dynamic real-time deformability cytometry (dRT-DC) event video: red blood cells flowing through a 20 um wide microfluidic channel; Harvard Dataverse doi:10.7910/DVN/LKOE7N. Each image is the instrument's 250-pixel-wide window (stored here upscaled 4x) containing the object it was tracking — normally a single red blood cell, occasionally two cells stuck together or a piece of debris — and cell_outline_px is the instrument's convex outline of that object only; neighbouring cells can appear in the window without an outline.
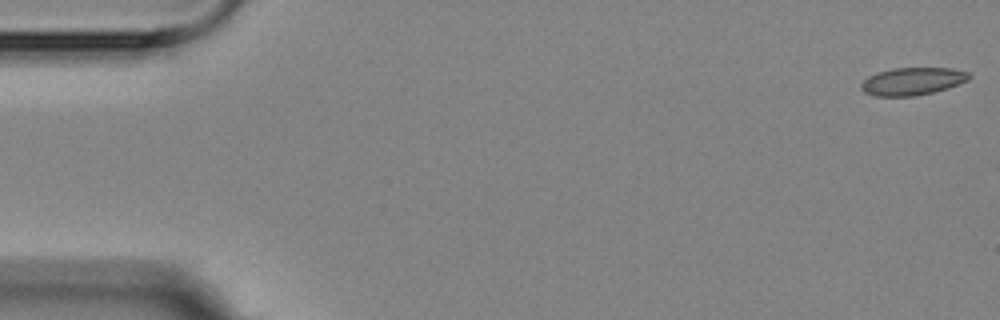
{"species": "Egyptian fruit bat (a non-hibernating species)", "species_latin": "Rousettus aegyptiacus", "temperature_condition": "room temperature", "stored_images_in_passage": 6, "camera_frame_rate_fps": 3000, "um_per_image_px": 0.085, "animal": {"sex": "female"}, "frame": {"image": 1, "passage_image": 1, "time_ms": 0.0, "image_size_px": [1000, 320], "cell_outline_px": [[972, 76], [968, 80], [948, 88], [916, 96], [872, 96], [864, 92], [860, 88], [860, 84], [868, 76], [892, 68], [952, 68], [968, 72]], "centroid_in_image_um": [77.55, 6.91], "position_along_channel_um": 7.5, "area_um2": 17.4}}
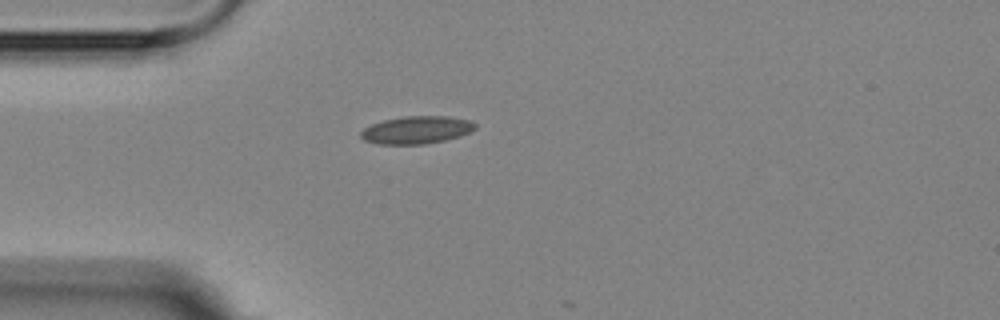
{"frame": {"image": 2, "passage_image": 5, "time_ms": 4.667, "image_size_px": [1000, 320], "cell_outline_px": [[476, 128], [460, 136], [444, 140], [424, 144], [376, 144], [364, 140], [360, 136], [360, 132], [364, 128], [372, 124], [384, 120], [404, 116], [448, 116], [472, 120], [476, 124]], "centroid_in_image_um": [35.41, 11.04], "position_along_channel_um": 49.6, "area_um2": 18.44}}